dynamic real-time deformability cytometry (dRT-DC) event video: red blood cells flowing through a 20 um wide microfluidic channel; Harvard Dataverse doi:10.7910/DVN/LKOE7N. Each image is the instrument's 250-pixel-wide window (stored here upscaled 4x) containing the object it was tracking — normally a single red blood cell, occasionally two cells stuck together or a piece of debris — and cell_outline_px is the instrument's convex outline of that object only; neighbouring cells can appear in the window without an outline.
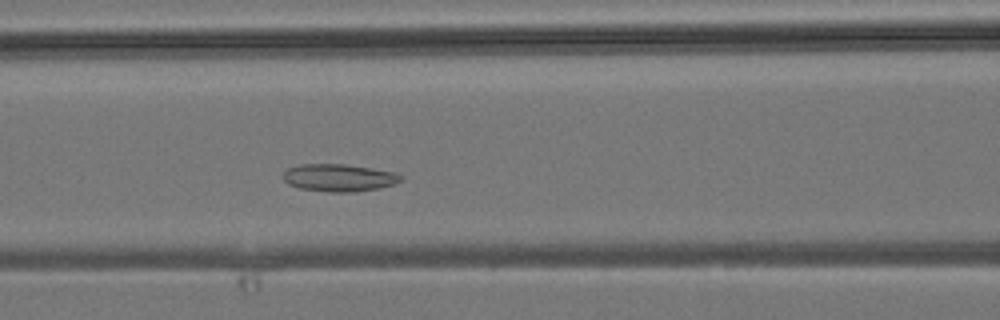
{"species": "common noctule bat (a hibernating species)", "species_latin": "Nyctalus noctula", "temperature_condition": "room temperature", "stored_images_in_passage": 40, "camera_frame_rate_fps": 3000, "um_per_image_px": 0.085, "animal": {"sex": "male", "body_mass_g": 19.2, "forearm_length_mm": 51.8}, "frame": {"image": 1, "passage_image": 14, "time_ms": 4.333, "image_size_px": [1000, 320], "cell_outline_px": [[404, 180], [380, 188], [356, 192], [328, 192], [300, 188], [288, 184], [284, 180], [284, 172], [288, 168], [300, 164], [344, 164], [372, 168], [396, 172], [404, 176]], "centroid_in_image_um": [28.86, 15.11], "position_along_channel_um": 137.7, "area_um2": 18.96}}
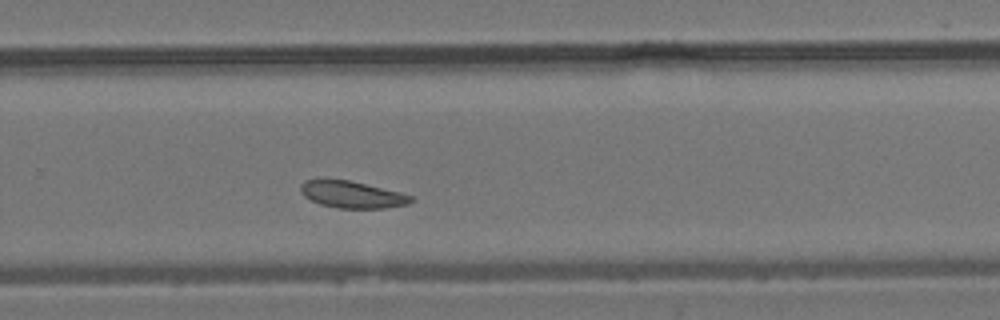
{"frame": {"image": 2, "passage_image": 25, "time_ms": 8.0, "image_size_px": [1000, 320], "cell_outline_px": [[416, 200], [408, 204], [384, 208], [336, 208], [320, 204], [304, 196], [300, 192], [300, 184], [304, 180], [348, 180], [400, 192], [412, 196]], "centroid_in_image_um": [29.94, 16.55], "position_along_channel_um": 299.9, "area_um2": 17.17}}
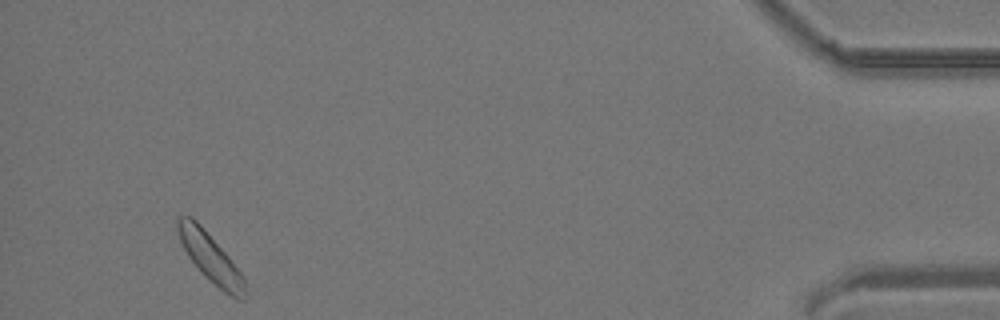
{"frame": {"image": 3, "passage_image": 38, "time_ms": 12.333, "image_size_px": [1000, 320], "cell_outline_px": [[248, 296], [244, 300], [240, 300], [224, 292], [204, 276], [188, 256], [180, 240], [176, 228], [176, 216], [192, 216], [200, 224], [228, 256], [244, 276], [248, 292]], "centroid_in_image_um": [17.91, 21.93], "position_along_channel_um": 417.3, "area_um2": 19.19}}